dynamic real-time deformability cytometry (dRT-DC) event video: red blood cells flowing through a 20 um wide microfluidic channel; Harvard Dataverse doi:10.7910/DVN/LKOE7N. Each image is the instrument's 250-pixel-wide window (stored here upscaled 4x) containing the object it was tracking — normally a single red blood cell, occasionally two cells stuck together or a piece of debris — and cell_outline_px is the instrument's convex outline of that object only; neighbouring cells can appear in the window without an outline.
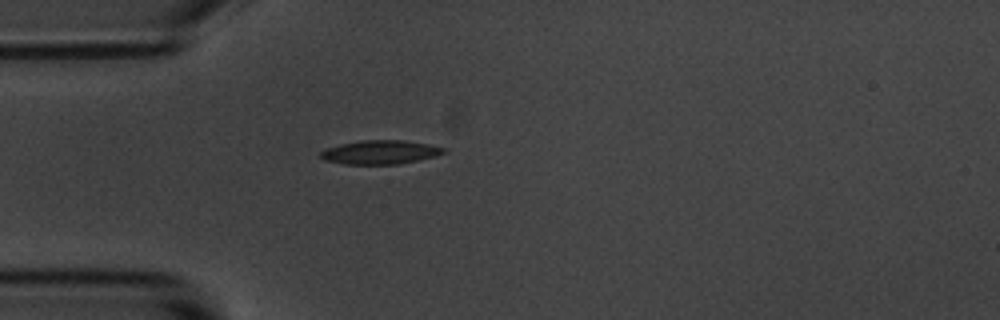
{"species": "common noctule bat (a hibernating species)", "species_latin": "Nyctalus noctula", "temperature_condition": "room temperature", "stored_images_in_passage": 1, "camera_frame_rate_fps": 3000, "um_per_image_px": 0.085, "animal": {"sex": "male", "body_mass_g": 20.1, "forearm_length_mm": 53.5}, "frame": {"image": 1, "passage_image": 1, "time_ms": 0.0, "image_size_px": [1000, 320], "cell_outline_px": [[448, 152], [436, 156], [400, 164], [344, 164], [324, 160], [320, 156], [320, 152], [328, 148], [360, 140], [404, 140], [444, 148]], "centroid_in_image_um": [32.33, 12.95], "position_along_channel_um": 52.7, "area_um2": 16.88}}